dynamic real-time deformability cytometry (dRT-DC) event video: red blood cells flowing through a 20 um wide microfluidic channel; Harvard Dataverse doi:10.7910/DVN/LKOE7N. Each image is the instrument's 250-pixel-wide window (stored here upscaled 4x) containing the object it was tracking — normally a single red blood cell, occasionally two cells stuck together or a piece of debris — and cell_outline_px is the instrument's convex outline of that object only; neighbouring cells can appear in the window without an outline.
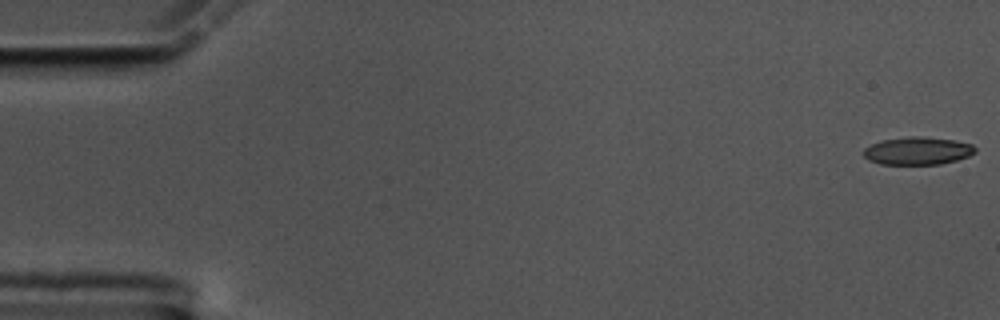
{"species": "common noctule bat (a hibernating species)", "species_latin": "Nyctalus noctula", "temperature_condition": "cold", "stored_images_in_passage": 57, "camera_frame_rate_fps": 3000, "um_per_image_px": 0.085, "animal": {"sex": "male", "body_mass_g": 17.5, "forearm_length_mm": 52.3}, "frame": {"image": 1, "passage_image": 1, "time_ms": 0.0, "image_size_px": [1000, 320], "cell_outline_px": [[976, 152], [968, 156], [956, 160], [940, 164], [880, 164], [868, 160], [860, 152], [864, 148], [880, 140], [908, 136], [924, 136], [952, 140], [972, 144], [976, 148]], "centroid_in_image_um": [77.95, 12.81], "position_along_channel_um": 7.0, "area_um2": 18.21}}
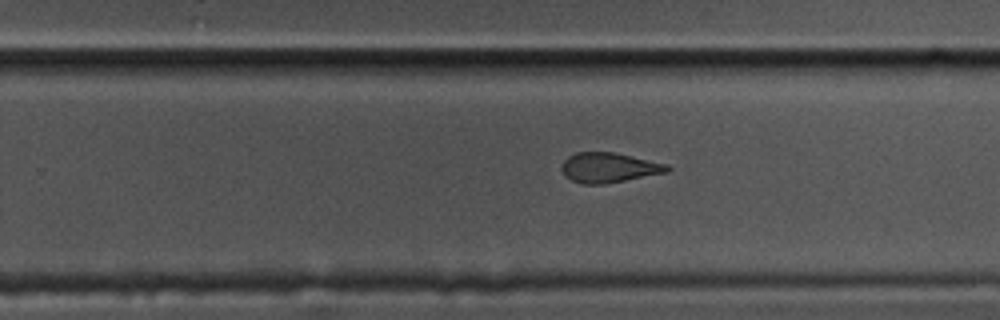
{"frame": {"image": 2, "passage_image": 36, "time_ms": 11.667, "image_size_px": [1000, 320], "cell_outline_px": [[672, 168], [668, 172], [604, 184], [584, 184], [572, 180], [564, 176], [560, 168], [564, 160], [568, 156], [576, 152], [616, 152], [668, 164]], "centroid_in_image_um": [51.76, 14.24], "position_along_channel_um": 278.0, "area_um2": 18.55}}
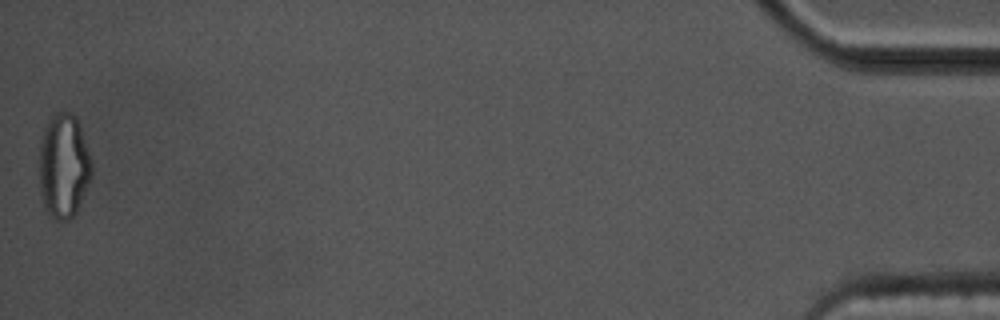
{"frame": {"image": 3, "passage_image": 57, "time_ms": 18.667, "image_size_px": [1000, 320], "cell_outline_px": [[92, 172], [76, 212], [72, 216], [64, 220], [56, 220], [48, 216], [44, 208], [40, 192], [40, 140], [48, 116], [52, 112], [72, 112], [76, 116], [92, 160]], "centroid_in_image_um": [5.39, 14.06], "position_along_channel_um": 429.8, "area_um2": 32.08}, "authors_computed_cell_mechanics": {"area_um2": 19.2474, "velocity_mm_per_s": 3.5359, "shape_relaxation_time_tau1_ms": 5.3559, "shape_relaxation_time_tau2_ms": 2.0285, "deformation_change_tau1": 0.1676, "deformation_change_tau2": 0.0951}}